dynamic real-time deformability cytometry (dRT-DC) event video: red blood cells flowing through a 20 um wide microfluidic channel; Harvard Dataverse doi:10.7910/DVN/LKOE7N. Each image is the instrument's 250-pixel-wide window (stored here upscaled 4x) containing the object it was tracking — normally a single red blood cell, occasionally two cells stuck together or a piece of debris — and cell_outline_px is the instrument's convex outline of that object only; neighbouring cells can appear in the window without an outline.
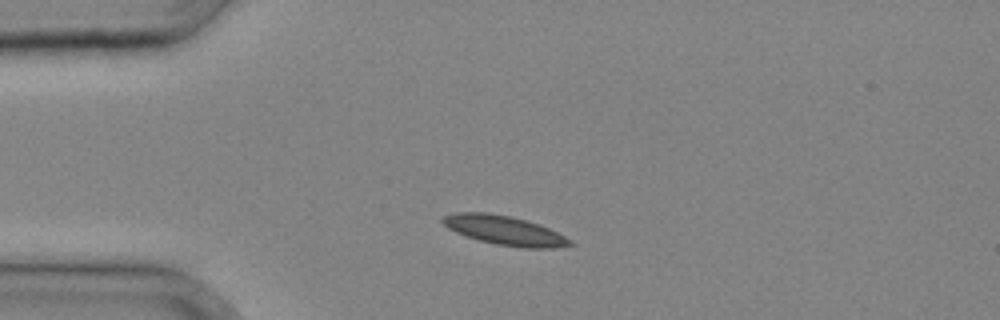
{"species": "common noctule bat (a hibernating species)", "species_latin": "Nyctalus noctula", "temperature_condition": "cold", "stored_images_in_passage": 31, "camera_frame_rate_fps": 3000, "um_per_image_px": 0.085, "animal": {"sex": "male", "body_mass_g": 20.4}, "frame": {"image": 1, "passage_image": 5, "time_ms": 1.333, "image_size_px": [1000, 320], "cell_outline_px": [[572, 244], [552, 248], [524, 248], [496, 244], [480, 240], [456, 232], [448, 228], [440, 220], [444, 216], [456, 212], [488, 212], [508, 216], [524, 220], [548, 228], [572, 240]], "centroid_in_image_um": [42.85, 19.58], "position_along_channel_um": 42.1, "area_um2": 21.21}}
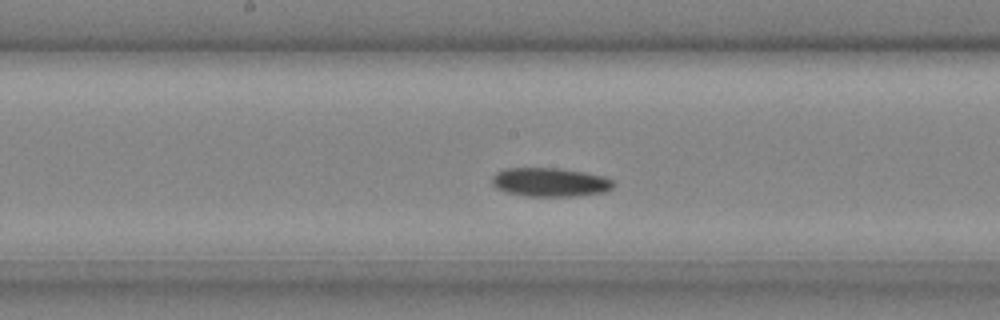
{"frame": {"image": 2, "passage_image": 15, "time_ms": 4.667, "image_size_px": [1000, 320], "cell_outline_px": [[612, 188], [604, 192], [576, 196], [524, 196], [504, 192], [496, 188], [492, 184], [492, 176], [496, 172], [508, 168], [556, 168], [584, 172], [604, 176], [612, 180]], "centroid_in_image_um": [46.71, 15.49], "position_along_channel_um": 201.5, "area_um2": 20.4}}
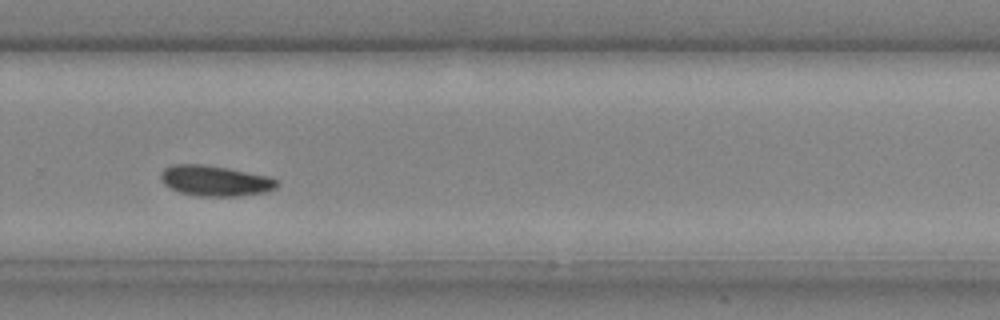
{"frame": {"image": 3, "passage_image": 21, "time_ms": 6.667, "image_size_px": [1000, 320], "cell_outline_px": [[280, 184], [276, 188], [264, 192], [240, 196], [196, 196], [180, 192], [164, 184], [160, 180], [160, 172], [164, 168], [172, 164], [204, 164], [228, 168], [268, 176], [276, 180]], "centroid_in_image_um": [18.26, 15.36], "position_along_channel_um": 311.5, "area_um2": 20.75}}